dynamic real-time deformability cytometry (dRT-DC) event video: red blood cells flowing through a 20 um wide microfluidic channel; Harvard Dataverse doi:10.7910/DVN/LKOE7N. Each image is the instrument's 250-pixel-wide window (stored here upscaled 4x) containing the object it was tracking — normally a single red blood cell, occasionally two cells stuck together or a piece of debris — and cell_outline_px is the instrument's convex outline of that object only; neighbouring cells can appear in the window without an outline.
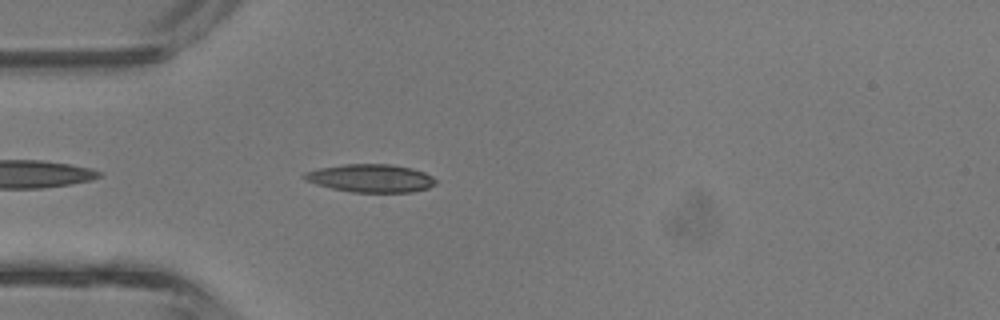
{"species": "common noctule bat (a hibernating species)", "species_latin": "Nyctalus noctula", "temperature_condition": "room temperature", "stored_images_in_passage": 13, "camera_frame_rate_fps": 3000, "um_per_image_px": 0.085, "animal": {"sex": "male", "body_mass_g": 13.3}, "frame": {"image": 1, "passage_image": 2, "time_ms": 0.333, "image_size_px": [1000, 320], "cell_outline_px": [[436, 184], [428, 188], [412, 192], [352, 192], [332, 188], [316, 184], [304, 180], [300, 176], [304, 172], [320, 168], [344, 164], [392, 164], [412, 168], [424, 172], [432, 176], [436, 180]], "centroid_in_image_um": [31.5, 15.14], "position_along_channel_um": 53.5, "area_um2": 21.56}}
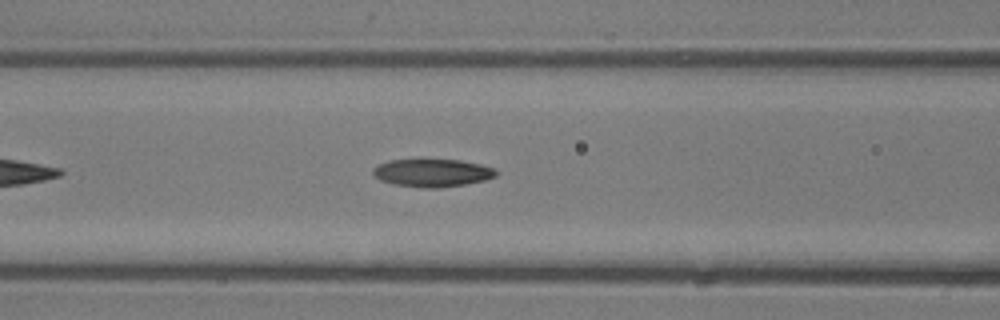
{"frame": {"image": 2, "passage_image": 7, "time_ms": 2.0, "image_size_px": [1000, 320], "cell_outline_px": [[500, 172], [496, 176], [484, 180], [464, 184], [440, 188], [420, 188], [392, 184], [380, 180], [372, 172], [372, 168], [388, 160], [460, 160], [480, 164], [492, 168]], "centroid_in_image_um": [36.74, 14.7], "position_along_channel_um": 129.9, "area_um2": 19.94}}
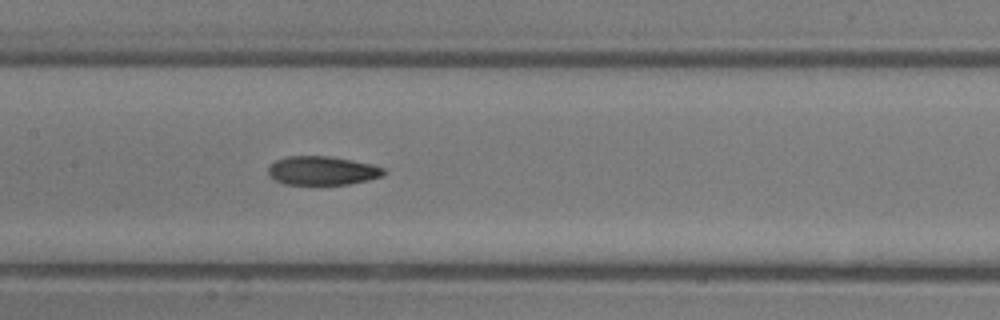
{"frame": {"image": 3, "passage_image": 10, "time_ms": 3.0, "image_size_px": [1000, 320], "cell_outline_px": [[384, 176], [368, 180], [348, 184], [284, 184], [268, 176], [268, 168], [276, 160], [288, 156], [328, 156], [352, 160], [372, 164], [384, 168]], "centroid_in_image_um": [27.39, 14.5], "position_along_channel_um": 180.0, "area_um2": 19.31}}